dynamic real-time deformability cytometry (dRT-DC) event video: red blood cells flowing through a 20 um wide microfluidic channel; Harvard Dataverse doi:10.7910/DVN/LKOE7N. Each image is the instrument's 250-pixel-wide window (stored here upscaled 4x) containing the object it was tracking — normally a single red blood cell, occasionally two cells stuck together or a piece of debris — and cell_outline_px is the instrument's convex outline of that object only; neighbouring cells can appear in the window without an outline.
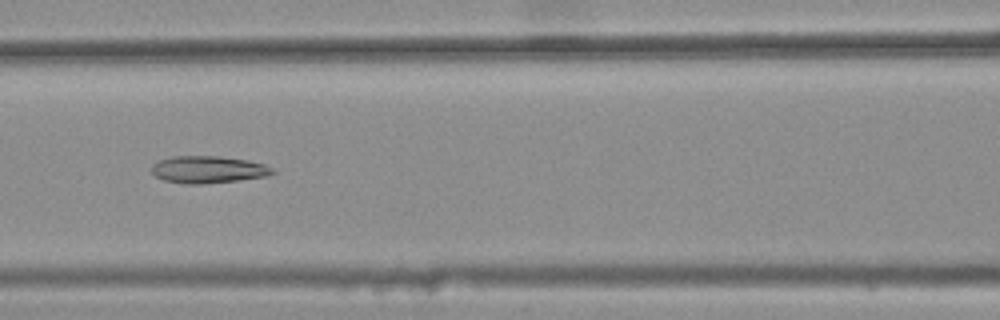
{"species": "common noctule bat (a hibernating species)", "species_latin": "Nyctalus noctula", "temperature_condition": "warm", "stored_images_in_passage": 39, "camera_frame_rate_fps": 3000, "um_per_image_px": 0.085, "animal": {"sex": "female", "body_mass_g": 25.1}, "frame": {"image": 1, "passage_image": 16, "time_ms": 5.0, "image_size_px": [1000, 320], "cell_outline_px": [[276, 172], [268, 176], [204, 184], [184, 184], [164, 180], [156, 176], [152, 172], [152, 164], [160, 160], [172, 156], [220, 156], [248, 160], [264, 164], [272, 168]], "centroid_in_image_um": [17.69, 14.41], "position_along_channel_um": 148.9, "area_um2": 19.13}}
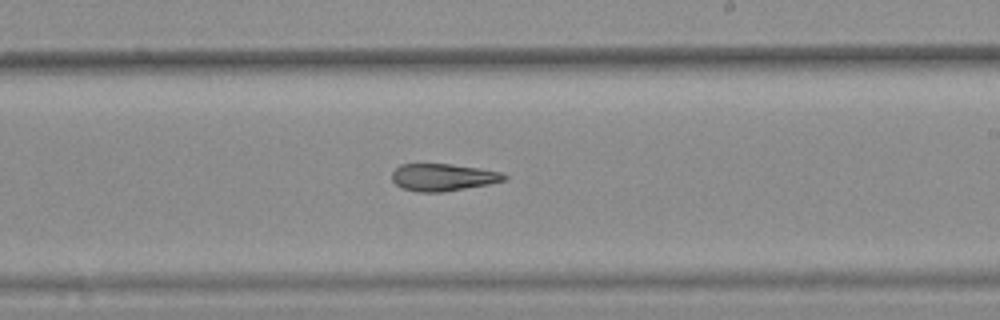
{"frame": {"image": 2, "passage_image": 24, "time_ms": 7.667, "image_size_px": [1000, 320], "cell_outline_px": [[508, 176], [504, 180], [488, 184], [444, 192], [420, 192], [400, 188], [392, 180], [392, 172], [400, 164], [452, 164], [480, 168], [504, 172]], "centroid_in_image_um": [37.66, 15.06], "position_along_channel_um": 251.3, "area_um2": 17.92}}
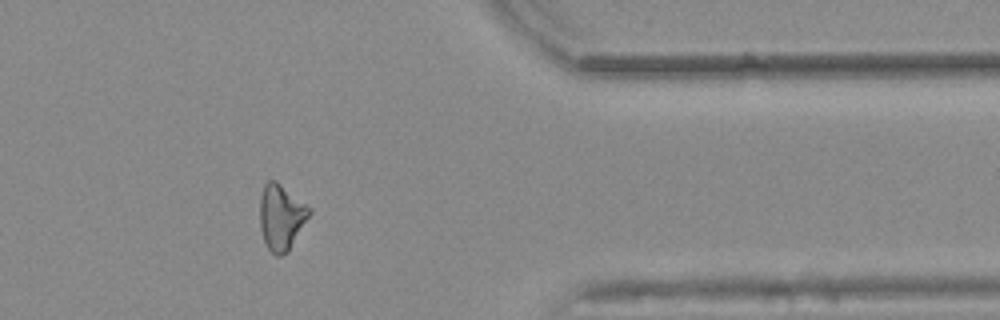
{"frame": {"image": 3, "passage_image": 36, "time_ms": 11.667, "image_size_px": [1000, 320], "cell_outline_px": [[312, 212], [288, 252], [280, 256], [276, 256], [268, 248], [264, 240], [260, 228], [260, 196], [264, 184], [268, 180], [276, 180], [312, 208]], "centroid_in_image_um": [23.91, 18.44], "position_along_channel_um": 387.5, "area_um2": 19.07}}